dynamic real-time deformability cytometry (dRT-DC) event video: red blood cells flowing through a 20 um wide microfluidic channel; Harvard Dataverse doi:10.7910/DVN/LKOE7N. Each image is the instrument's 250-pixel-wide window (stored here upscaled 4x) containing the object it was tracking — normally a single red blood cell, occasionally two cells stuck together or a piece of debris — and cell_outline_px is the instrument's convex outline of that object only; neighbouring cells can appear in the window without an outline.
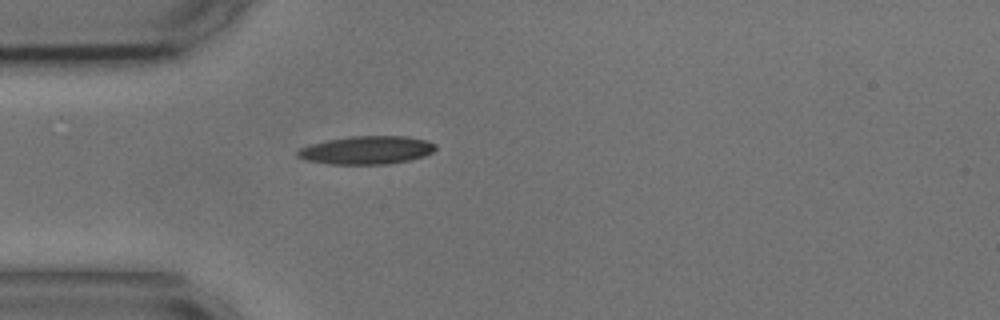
{"species": "common noctule bat (a hibernating species)", "species_latin": "Nyctalus noctula", "temperature_condition": "cold", "stored_images_in_passage": 4, "camera_frame_rate_fps": 3000, "um_per_image_px": 0.085, "animal": {"sex": "male", "body_mass_g": 17.9, "forearm_length_mm": 54.2}, "frame": {"image": 1, "passage_image": 1, "time_ms": 0.0, "image_size_px": [1000, 320], "cell_outline_px": [[436, 148], [432, 152], [424, 156], [408, 160], [388, 164], [328, 164], [304, 160], [296, 156], [296, 152], [300, 148], [312, 144], [328, 140], [352, 136], [408, 136], [424, 140], [436, 144]], "centroid_in_image_um": [31.15, 12.76], "position_along_channel_um": 53.9, "area_um2": 22.6}}